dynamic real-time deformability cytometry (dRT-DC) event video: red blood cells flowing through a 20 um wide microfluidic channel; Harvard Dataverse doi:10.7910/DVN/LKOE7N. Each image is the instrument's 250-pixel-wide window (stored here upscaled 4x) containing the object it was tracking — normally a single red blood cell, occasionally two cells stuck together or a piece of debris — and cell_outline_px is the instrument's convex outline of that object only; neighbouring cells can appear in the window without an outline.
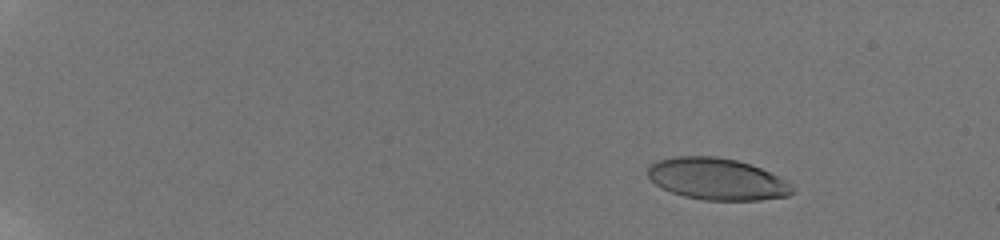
{"species": "human", "species_latin": "Homo sapiens", "temperature_condition": "room temperature", "stored_images_in_passage": 23, "camera_frame_rate_fps": 3000, "um_per_image_px": 0.085, "donor": {"sex": "male"}, "frame": {"image": 1, "passage_image": 7, "time_ms": 3.0, "image_size_px": [1000, 240], "cell_outline_px": [[796, 192], [788, 196], [760, 200], [704, 200], [684, 196], [672, 192], [656, 184], [648, 176], [648, 168], [656, 160], [676, 156], [716, 156], [736, 160], [760, 168], [780, 176], [788, 180], [796, 188]], "centroid_in_image_um": [61.01, 15.22], "position_along_channel_um": 24.0, "area_um2": 35.32}}
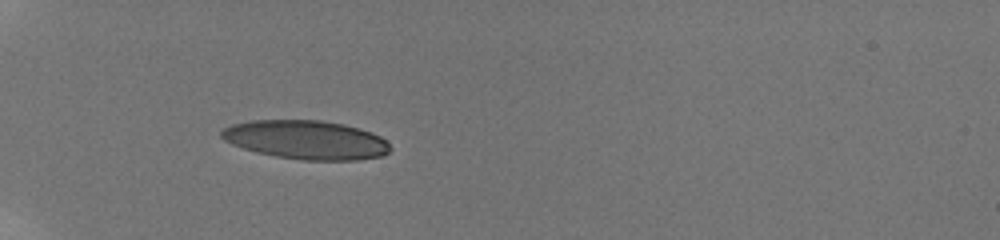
{"frame": {"image": 2, "passage_image": 19, "time_ms": 7.333, "image_size_px": [1000, 240], "cell_outline_px": [[392, 148], [388, 152], [380, 156], [356, 160], [300, 160], [276, 156], [256, 152], [232, 144], [224, 140], [220, 136], [220, 132], [224, 128], [232, 124], [252, 120], [320, 120], [344, 124], [372, 132], [380, 136]], "centroid_in_image_um": [26.0, 11.88], "position_along_channel_um": 59.0, "area_um2": 38.15}}